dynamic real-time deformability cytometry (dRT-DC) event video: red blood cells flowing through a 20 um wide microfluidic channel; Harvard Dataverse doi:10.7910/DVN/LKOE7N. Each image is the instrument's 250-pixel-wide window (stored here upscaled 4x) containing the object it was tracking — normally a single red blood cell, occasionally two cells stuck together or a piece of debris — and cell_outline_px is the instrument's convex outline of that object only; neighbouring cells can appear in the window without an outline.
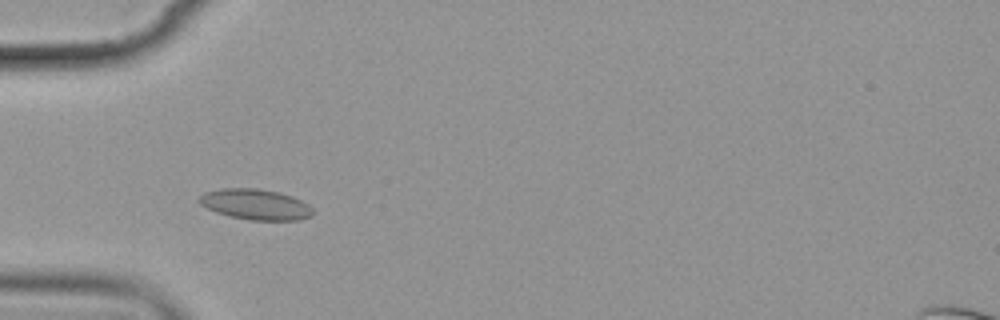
{"species": "common noctule bat (a hibernating species)", "species_latin": "Nyctalus noctula", "temperature_condition": "cold", "stored_images_in_passage": 4, "camera_frame_rate_fps": 3000, "um_per_image_px": 0.085, "animal": {"sex": "female", "body_mass_g": 19.9}, "frame": {"image": 1, "passage_image": 3, "time_ms": 2.333, "image_size_px": [1000, 320], "cell_outline_px": [[312, 212], [308, 216], [296, 220], [248, 220], [228, 216], [216, 212], [200, 204], [200, 196], [204, 192], [220, 188], [256, 188], [280, 192], [292, 196], [308, 204], [312, 208]], "centroid_in_image_um": [21.69, 17.36], "position_along_channel_um": 63.3, "area_um2": 20.17}}
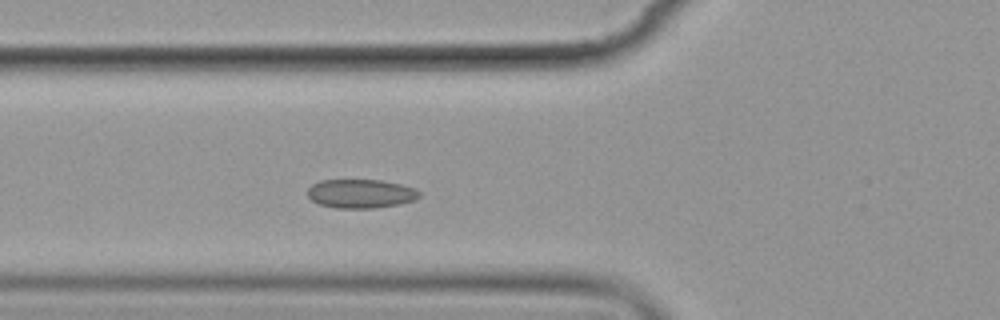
{"frame": {"image": 2, "passage_image": 4, "time_ms": 3.333, "image_size_px": [1000, 320], "cell_outline_px": [[420, 196], [412, 200], [400, 204], [372, 208], [336, 208], [320, 204], [312, 200], [308, 196], [308, 188], [312, 184], [320, 180], [380, 180], [400, 184], [412, 188], [420, 192]], "centroid_in_image_um": [30.63, 16.46], "position_along_channel_um": 95.2, "area_um2": 18.61}}